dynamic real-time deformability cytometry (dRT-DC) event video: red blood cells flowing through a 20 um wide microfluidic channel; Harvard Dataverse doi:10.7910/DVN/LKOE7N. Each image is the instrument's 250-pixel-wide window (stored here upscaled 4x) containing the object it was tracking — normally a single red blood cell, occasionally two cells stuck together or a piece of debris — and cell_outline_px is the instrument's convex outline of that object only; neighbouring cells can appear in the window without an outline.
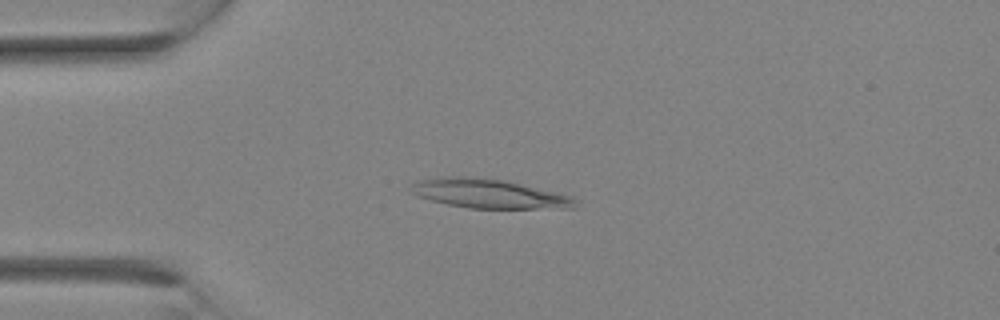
{"species": "Egyptian fruit bat (a non-hibernating species)", "species_latin": "Rousettus aegyptiacus", "temperature_condition": "room temperature", "stored_images_in_passage": 1, "camera_frame_rate_fps": 3000, "um_per_image_px": 0.085, "animal": {"sex": "female"}, "frame": {"image": 1, "passage_image": 1, "time_ms": 0.0, "image_size_px": [1000, 320], "cell_outline_px": [[576, 208], [468, 208], [448, 204], [416, 196], [412, 192], [408, 184], [416, 180], [444, 176], [472, 176], [504, 180], [556, 192], [572, 196], [576, 200]], "centroid_in_image_um": [41.5, 16.44], "position_along_channel_um": 43.5, "area_um2": 28.03}}